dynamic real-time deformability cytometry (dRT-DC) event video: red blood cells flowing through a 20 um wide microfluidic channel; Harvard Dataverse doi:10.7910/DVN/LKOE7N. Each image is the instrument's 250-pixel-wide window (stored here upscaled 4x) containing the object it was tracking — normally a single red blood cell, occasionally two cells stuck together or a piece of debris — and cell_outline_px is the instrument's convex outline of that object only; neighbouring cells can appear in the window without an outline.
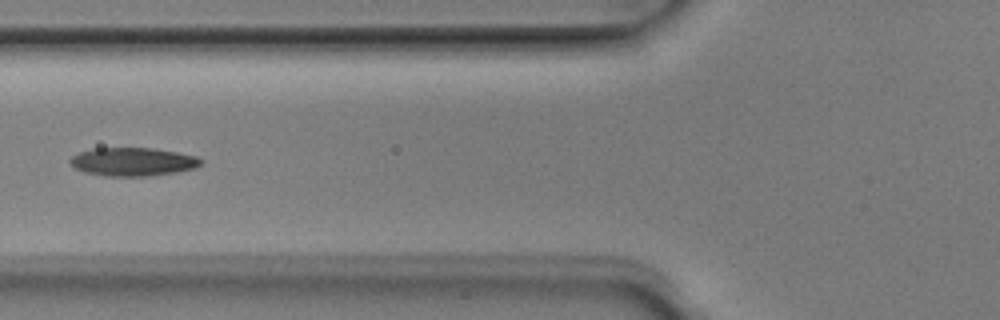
{"species": "Egyptian fruit bat (a non-hibernating species)", "species_latin": "Rousettus aegyptiacus", "temperature_condition": "room temperature", "stored_images_in_passage": 5, "camera_frame_rate_fps": 3000, "um_per_image_px": 0.085, "animal": {"sex": "male"}, "frame": {"image": 1, "passage_image": 5, "time_ms": 1.333, "image_size_px": [1000, 320], "cell_outline_px": [[200, 164], [196, 168], [176, 172], [152, 176], [104, 176], [84, 172], [76, 168], [68, 160], [72, 156], [80, 152], [96, 148], [152, 148], [176, 152], [196, 156], [200, 160]], "centroid_in_image_um": [11.28, 13.76], "position_along_channel_um": 114.5, "area_um2": 21.5}}